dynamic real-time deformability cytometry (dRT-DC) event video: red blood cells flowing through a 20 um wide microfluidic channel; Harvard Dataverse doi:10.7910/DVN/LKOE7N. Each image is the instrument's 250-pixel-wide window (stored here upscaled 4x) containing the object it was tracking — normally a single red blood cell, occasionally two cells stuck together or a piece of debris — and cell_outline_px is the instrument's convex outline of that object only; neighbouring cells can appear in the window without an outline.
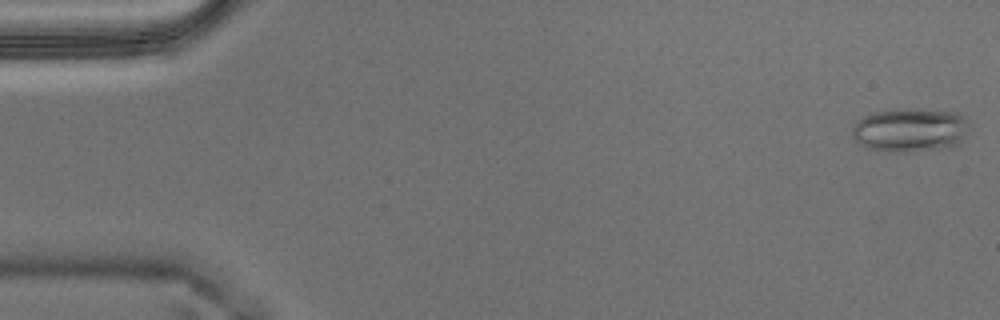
{"species": "Egyptian fruit bat (a non-hibernating species)", "species_latin": "Rousettus aegyptiacus", "temperature_condition": "warm", "stored_images_in_passage": 55, "camera_frame_rate_fps": 3000, "um_per_image_px": 0.085, "animal": {"sex": "male"}, "frame": {"image": 1, "passage_image": 1, "time_ms": 0.0, "image_size_px": [1000, 320], "cell_outline_px": [[972, 128], [960, 144], [952, 148], [904, 152], [888, 152], [868, 148], [860, 144], [852, 136], [852, 124], [860, 116], [868, 112], [896, 108], [920, 108], [956, 112]], "centroid_in_image_um": [77.35, 11.04], "position_along_channel_um": 7.7, "area_um2": 31.04}}
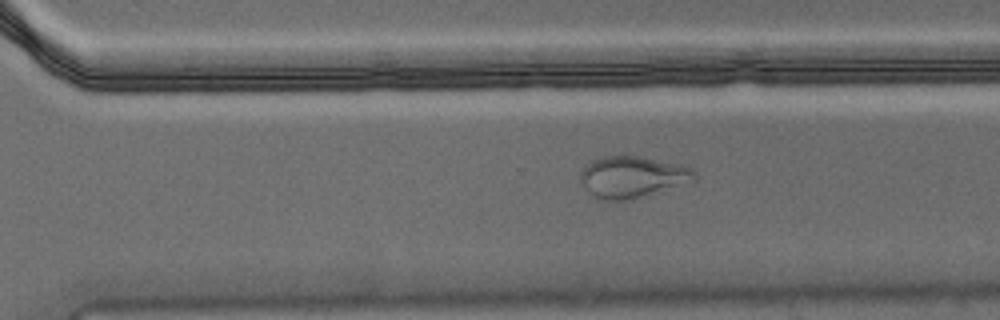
{"frame": {"image": 2, "passage_image": 38, "time_ms": 12.333, "image_size_px": [1000, 320], "cell_outline_px": [[696, 180], [640, 196], [624, 200], [604, 200], [588, 192], [580, 180], [580, 176], [584, 164], [600, 156], [640, 156], [680, 164], [692, 168], [696, 172]], "centroid_in_image_um": [53.72, 15.0], "position_along_channel_um": 316.9, "area_um2": 27.22}}
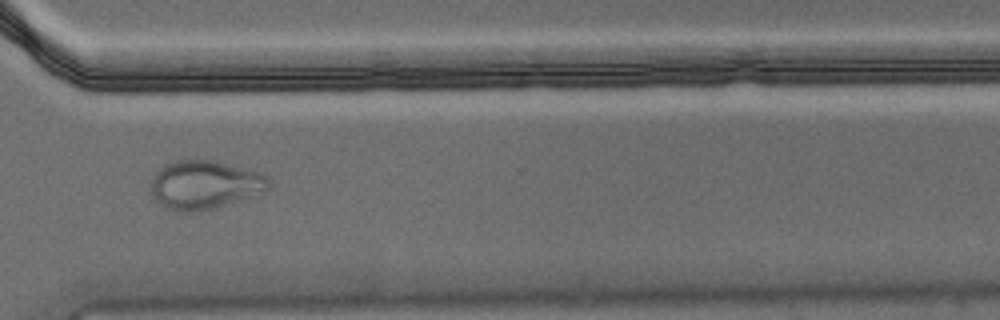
{"frame": {"image": 3, "passage_image": 41, "time_ms": 13.333, "image_size_px": [1000, 320], "cell_outline_px": [[272, 180], [268, 188], [248, 196], [212, 208], [188, 212], [184, 212], [168, 208], [156, 200], [152, 192], [152, 176], [160, 168], [176, 160], [216, 160], [260, 172], [268, 176]], "centroid_in_image_um": [17.4, 15.67], "position_along_channel_um": 353.2, "area_um2": 32.66}, "authors_computed_cell_mechanics": {"area_um2": 28.5532, "velocity_mm_per_s": 3.6142, "shape_relaxation_time_tau1_ms": null, "shape_relaxation_time_tau2_ms": 1.6358, "deformation_change_tau1": null, "deformation_change_tau2": 0.0759}}